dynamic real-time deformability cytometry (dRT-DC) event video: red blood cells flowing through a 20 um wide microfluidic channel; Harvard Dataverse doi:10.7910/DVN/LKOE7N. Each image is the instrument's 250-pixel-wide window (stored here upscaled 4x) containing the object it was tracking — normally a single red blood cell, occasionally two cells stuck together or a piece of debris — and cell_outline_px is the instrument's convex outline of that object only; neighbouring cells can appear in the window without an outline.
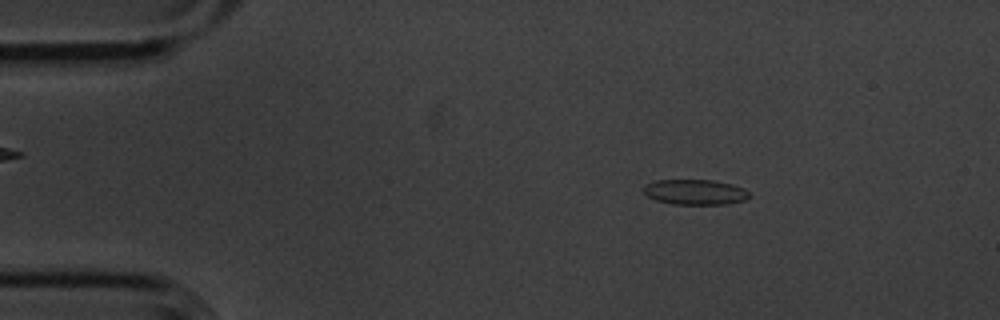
{"species": "common noctule bat (a hibernating species)", "species_latin": "Nyctalus noctula", "temperature_condition": "cold", "stored_images_in_passage": 51, "camera_frame_rate_fps": 3000, "um_per_image_px": 0.085, "animal": {"sex": "male", "body_mass_g": 20.1, "forearm_length_mm": 53.5}, "frame": {"image": 1, "passage_image": 5, "time_ms": 1.333, "image_size_px": [1000, 320], "cell_outline_px": [[752, 196], [744, 200], [724, 204], [672, 204], [656, 200], [648, 196], [644, 192], [644, 184], [656, 180], [712, 180], [732, 184], [744, 188]], "centroid_in_image_um": [59.09, 16.32], "position_along_channel_um": 25.9, "area_um2": 15.55}}
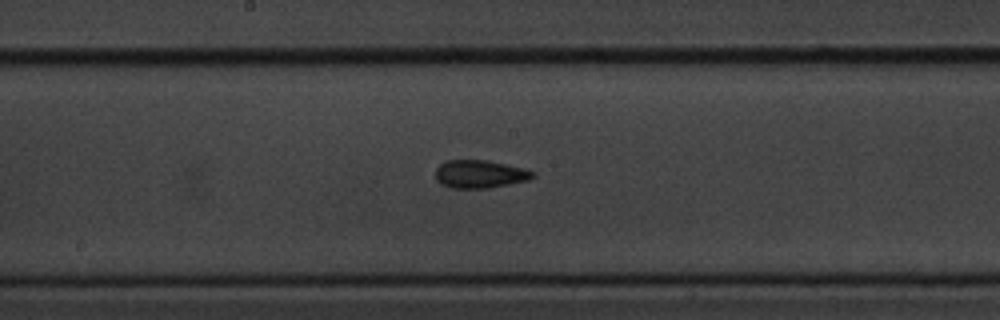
{"frame": {"image": 2, "passage_image": 25, "time_ms": 8.0, "image_size_px": [1000, 320], "cell_outline_px": [[536, 176], [528, 180], [488, 188], [452, 188], [440, 184], [436, 180], [436, 168], [440, 164], [448, 160], [488, 160], [524, 168], [536, 172]], "centroid_in_image_um": [40.8, 14.79], "position_along_channel_um": 207.4, "area_um2": 15.95}}
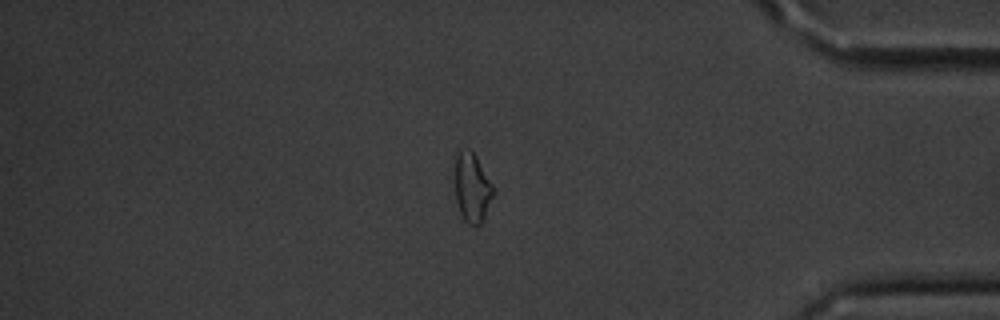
{"frame": {"image": 3, "passage_image": 43, "time_ms": 14.0, "image_size_px": [1000, 320], "cell_outline_px": [[496, 192], [480, 224], [468, 224], [464, 220], [460, 212], [456, 200], [456, 152], [460, 148], [472, 148], [496, 188]], "centroid_in_image_um": [40.17, 15.88], "position_along_channel_um": 395.0, "area_um2": 15.78}, "authors_computed_cell_mechanics": {"area_um2": 15.606, "velocity_mm_per_s": 3.6109, "shape_relaxation_time_tau1_ms": null, "shape_relaxation_time_tau2_ms": 3.3041, "deformation_change_tau1": null, "deformation_change_tau2": 0.1076}}